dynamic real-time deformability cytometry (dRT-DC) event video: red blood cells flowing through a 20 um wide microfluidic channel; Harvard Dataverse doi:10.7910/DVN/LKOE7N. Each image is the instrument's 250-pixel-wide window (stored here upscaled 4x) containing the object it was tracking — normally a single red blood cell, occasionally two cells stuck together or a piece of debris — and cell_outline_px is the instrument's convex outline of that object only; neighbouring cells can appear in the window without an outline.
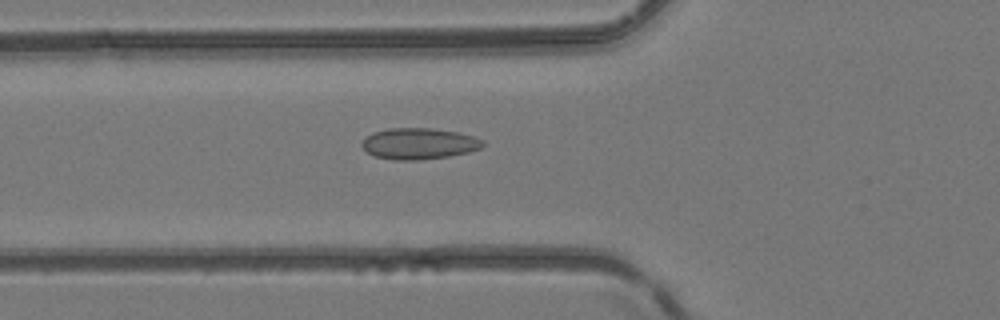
{"species": "common noctule bat (a hibernating species)", "species_latin": "Nyctalus noctula", "temperature_condition": "room temperature", "stored_images_in_passage": 48, "camera_frame_rate_fps": 3000, "um_per_image_px": 0.085, "animal": {"sex": "female", "body_mass_g": 24.6, "forearm_length_mm": 56.2}, "frame": {"image": 1, "passage_image": 18, "time_ms": 5.667, "image_size_px": [1000, 320], "cell_outline_px": [[484, 144], [480, 148], [468, 152], [448, 156], [420, 160], [392, 160], [376, 156], [368, 152], [360, 144], [372, 132], [388, 128], [432, 128], [456, 132], [472, 136], [484, 140]], "centroid_in_image_um": [35.6, 12.21], "position_along_channel_um": 90.2, "area_um2": 21.85}}
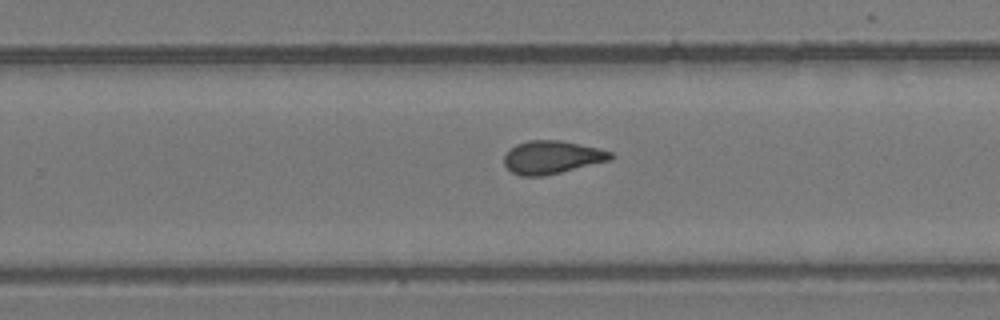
{"frame": {"image": 2, "passage_image": 31, "time_ms": 10.0, "image_size_px": [1000, 320], "cell_outline_px": [[616, 156], [612, 160], [544, 176], [520, 176], [512, 172], [504, 164], [504, 156], [508, 148], [516, 144], [528, 140], [560, 140], [596, 148], [612, 152]], "centroid_in_image_um": [46.9, 13.37], "position_along_channel_um": 282.9, "area_um2": 20.63}}
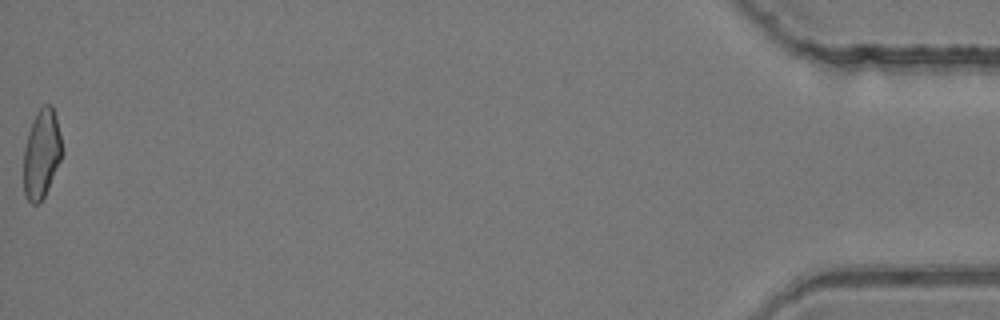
{"frame": {"image": 3, "passage_image": 48, "time_ms": 15.667, "image_size_px": [1000, 320], "cell_outline_px": [[64, 152], [48, 188], [44, 196], [36, 204], [32, 204], [24, 196], [24, 148], [28, 132], [32, 120], [36, 112], [44, 104], [52, 104], [56, 116], [64, 148]], "centroid_in_image_um": [3.55, 13.03], "position_along_channel_um": 431.7, "area_um2": 20.11}}